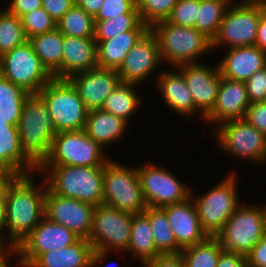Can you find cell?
I'll use <instances>...</instances> for the list:
<instances>
[{
  "instance_id": "6da1fadb",
  "label": "cell",
  "mask_w": 266,
  "mask_h": 267,
  "mask_svg": "<svg viewBox=\"0 0 266 267\" xmlns=\"http://www.w3.org/2000/svg\"><path fill=\"white\" fill-rule=\"evenodd\" d=\"M32 174L18 176L6 195V228L8 245L15 248L45 217V189L39 190Z\"/></svg>"
},
{
  "instance_id": "7a4b0ae2",
  "label": "cell",
  "mask_w": 266,
  "mask_h": 267,
  "mask_svg": "<svg viewBox=\"0 0 266 267\" xmlns=\"http://www.w3.org/2000/svg\"><path fill=\"white\" fill-rule=\"evenodd\" d=\"M37 171L48 175L46 183L53 193L94 206L102 205L104 165H39Z\"/></svg>"
},
{
  "instance_id": "3957f363",
  "label": "cell",
  "mask_w": 266,
  "mask_h": 267,
  "mask_svg": "<svg viewBox=\"0 0 266 267\" xmlns=\"http://www.w3.org/2000/svg\"><path fill=\"white\" fill-rule=\"evenodd\" d=\"M17 128L24 153L39 166L48 156L58 132L48 106L38 94H30L23 102Z\"/></svg>"
},
{
  "instance_id": "277c9868",
  "label": "cell",
  "mask_w": 266,
  "mask_h": 267,
  "mask_svg": "<svg viewBox=\"0 0 266 267\" xmlns=\"http://www.w3.org/2000/svg\"><path fill=\"white\" fill-rule=\"evenodd\" d=\"M150 31L159 43L160 58L174 67L196 63L201 55L212 51V40L194 27H182L166 20L155 23Z\"/></svg>"
},
{
  "instance_id": "5b68a950",
  "label": "cell",
  "mask_w": 266,
  "mask_h": 267,
  "mask_svg": "<svg viewBox=\"0 0 266 267\" xmlns=\"http://www.w3.org/2000/svg\"><path fill=\"white\" fill-rule=\"evenodd\" d=\"M132 214L106 205H98L93 213L88 241L93 247L90 267L105 260L110 249L126 251L130 241Z\"/></svg>"
},
{
  "instance_id": "8992f818",
  "label": "cell",
  "mask_w": 266,
  "mask_h": 267,
  "mask_svg": "<svg viewBox=\"0 0 266 267\" xmlns=\"http://www.w3.org/2000/svg\"><path fill=\"white\" fill-rule=\"evenodd\" d=\"M102 204L132 215L143 213L147 205L136 167L128 168L111 159L105 163Z\"/></svg>"
},
{
  "instance_id": "52a82bcc",
  "label": "cell",
  "mask_w": 266,
  "mask_h": 267,
  "mask_svg": "<svg viewBox=\"0 0 266 267\" xmlns=\"http://www.w3.org/2000/svg\"><path fill=\"white\" fill-rule=\"evenodd\" d=\"M266 235V206L240 205L215 236L225 253L246 256Z\"/></svg>"
},
{
  "instance_id": "ba28073f",
  "label": "cell",
  "mask_w": 266,
  "mask_h": 267,
  "mask_svg": "<svg viewBox=\"0 0 266 267\" xmlns=\"http://www.w3.org/2000/svg\"><path fill=\"white\" fill-rule=\"evenodd\" d=\"M38 95L48 106L58 133L84 129L88 110L68 79L53 78Z\"/></svg>"
},
{
  "instance_id": "9c48e42d",
  "label": "cell",
  "mask_w": 266,
  "mask_h": 267,
  "mask_svg": "<svg viewBox=\"0 0 266 267\" xmlns=\"http://www.w3.org/2000/svg\"><path fill=\"white\" fill-rule=\"evenodd\" d=\"M235 176L229 174L210 191L193 199L201 227L209 237H215L241 205Z\"/></svg>"
},
{
  "instance_id": "30bf717a",
  "label": "cell",
  "mask_w": 266,
  "mask_h": 267,
  "mask_svg": "<svg viewBox=\"0 0 266 267\" xmlns=\"http://www.w3.org/2000/svg\"><path fill=\"white\" fill-rule=\"evenodd\" d=\"M0 75L29 94H38L54 78L28 40L0 57Z\"/></svg>"
},
{
  "instance_id": "8fae6325",
  "label": "cell",
  "mask_w": 266,
  "mask_h": 267,
  "mask_svg": "<svg viewBox=\"0 0 266 267\" xmlns=\"http://www.w3.org/2000/svg\"><path fill=\"white\" fill-rule=\"evenodd\" d=\"M103 150L84 130L59 132L40 165L101 166L109 160Z\"/></svg>"
},
{
  "instance_id": "7c38bea8",
  "label": "cell",
  "mask_w": 266,
  "mask_h": 267,
  "mask_svg": "<svg viewBox=\"0 0 266 267\" xmlns=\"http://www.w3.org/2000/svg\"><path fill=\"white\" fill-rule=\"evenodd\" d=\"M265 13L266 5L263 4L242 2L230 5L212 40V49L221 44L230 48L256 45L258 24Z\"/></svg>"
},
{
  "instance_id": "4fadbf2b",
  "label": "cell",
  "mask_w": 266,
  "mask_h": 267,
  "mask_svg": "<svg viewBox=\"0 0 266 267\" xmlns=\"http://www.w3.org/2000/svg\"><path fill=\"white\" fill-rule=\"evenodd\" d=\"M215 135L225 152L256 162L266 160V135L245 119L223 122Z\"/></svg>"
},
{
  "instance_id": "5bb4252c",
  "label": "cell",
  "mask_w": 266,
  "mask_h": 267,
  "mask_svg": "<svg viewBox=\"0 0 266 267\" xmlns=\"http://www.w3.org/2000/svg\"><path fill=\"white\" fill-rule=\"evenodd\" d=\"M137 171L147 207L162 208L183 202L192 196L190 188L161 167L146 163L145 166L138 167Z\"/></svg>"
},
{
  "instance_id": "9a60e30c",
  "label": "cell",
  "mask_w": 266,
  "mask_h": 267,
  "mask_svg": "<svg viewBox=\"0 0 266 267\" xmlns=\"http://www.w3.org/2000/svg\"><path fill=\"white\" fill-rule=\"evenodd\" d=\"M95 207L88 202L57 195L48 187L46 189L45 217L65 226L80 238L89 239Z\"/></svg>"
},
{
  "instance_id": "2e32d148",
  "label": "cell",
  "mask_w": 266,
  "mask_h": 267,
  "mask_svg": "<svg viewBox=\"0 0 266 267\" xmlns=\"http://www.w3.org/2000/svg\"><path fill=\"white\" fill-rule=\"evenodd\" d=\"M79 239L70 229L44 217L16 248V255L30 265L40 254L70 246Z\"/></svg>"
},
{
  "instance_id": "e0dca14e",
  "label": "cell",
  "mask_w": 266,
  "mask_h": 267,
  "mask_svg": "<svg viewBox=\"0 0 266 267\" xmlns=\"http://www.w3.org/2000/svg\"><path fill=\"white\" fill-rule=\"evenodd\" d=\"M159 43L149 30L127 53L117 70L123 83L140 84L161 63Z\"/></svg>"
},
{
  "instance_id": "ac0fdd59",
  "label": "cell",
  "mask_w": 266,
  "mask_h": 267,
  "mask_svg": "<svg viewBox=\"0 0 266 267\" xmlns=\"http://www.w3.org/2000/svg\"><path fill=\"white\" fill-rule=\"evenodd\" d=\"M176 68H179L183 74L195 107L201 111L202 117L205 119L217 102L221 82L219 66L209 68L196 62L180 65Z\"/></svg>"
},
{
  "instance_id": "d6986e66",
  "label": "cell",
  "mask_w": 266,
  "mask_h": 267,
  "mask_svg": "<svg viewBox=\"0 0 266 267\" xmlns=\"http://www.w3.org/2000/svg\"><path fill=\"white\" fill-rule=\"evenodd\" d=\"M77 89L88 111L101 109L106 97L119 85L117 70L94 68L68 79Z\"/></svg>"
},
{
  "instance_id": "ffe728a7",
  "label": "cell",
  "mask_w": 266,
  "mask_h": 267,
  "mask_svg": "<svg viewBox=\"0 0 266 267\" xmlns=\"http://www.w3.org/2000/svg\"><path fill=\"white\" fill-rule=\"evenodd\" d=\"M191 200L190 196L183 202L162 207L175 240L182 249L201 243L209 237L201 227L195 203Z\"/></svg>"
},
{
  "instance_id": "44dd1931",
  "label": "cell",
  "mask_w": 266,
  "mask_h": 267,
  "mask_svg": "<svg viewBox=\"0 0 266 267\" xmlns=\"http://www.w3.org/2000/svg\"><path fill=\"white\" fill-rule=\"evenodd\" d=\"M249 105L245 82L221 76L217 102L205 121L220 125L229 120L244 119Z\"/></svg>"
},
{
  "instance_id": "7402d4cb",
  "label": "cell",
  "mask_w": 266,
  "mask_h": 267,
  "mask_svg": "<svg viewBox=\"0 0 266 267\" xmlns=\"http://www.w3.org/2000/svg\"><path fill=\"white\" fill-rule=\"evenodd\" d=\"M218 64L221 76L246 82L266 66V53L256 45L230 48Z\"/></svg>"
},
{
  "instance_id": "603a6c76",
  "label": "cell",
  "mask_w": 266,
  "mask_h": 267,
  "mask_svg": "<svg viewBox=\"0 0 266 267\" xmlns=\"http://www.w3.org/2000/svg\"><path fill=\"white\" fill-rule=\"evenodd\" d=\"M62 52V79L98 67L94 38L64 36Z\"/></svg>"
},
{
  "instance_id": "cb8c5ba5",
  "label": "cell",
  "mask_w": 266,
  "mask_h": 267,
  "mask_svg": "<svg viewBox=\"0 0 266 267\" xmlns=\"http://www.w3.org/2000/svg\"><path fill=\"white\" fill-rule=\"evenodd\" d=\"M0 166L15 171L19 176L37 172V165L24 153L17 126L11 125L0 114ZM31 171V172H30Z\"/></svg>"
},
{
  "instance_id": "d4e9b609",
  "label": "cell",
  "mask_w": 266,
  "mask_h": 267,
  "mask_svg": "<svg viewBox=\"0 0 266 267\" xmlns=\"http://www.w3.org/2000/svg\"><path fill=\"white\" fill-rule=\"evenodd\" d=\"M92 253L91 243L80 238L70 246L40 254L30 265L17 261L20 267H90Z\"/></svg>"
},
{
  "instance_id": "484cf974",
  "label": "cell",
  "mask_w": 266,
  "mask_h": 267,
  "mask_svg": "<svg viewBox=\"0 0 266 267\" xmlns=\"http://www.w3.org/2000/svg\"><path fill=\"white\" fill-rule=\"evenodd\" d=\"M150 30L141 22L135 29L97 45L98 67L118 70L129 50Z\"/></svg>"
},
{
  "instance_id": "4316f807",
  "label": "cell",
  "mask_w": 266,
  "mask_h": 267,
  "mask_svg": "<svg viewBox=\"0 0 266 267\" xmlns=\"http://www.w3.org/2000/svg\"><path fill=\"white\" fill-rule=\"evenodd\" d=\"M157 79V87L170 109L184 116L192 113L194 115V112L198 111L186 80L179 70L176 73L163 71Z\"/></svg>"
},
{
  "instance_id": "83f0119b",
  "label": "cell",
  "mask_w": 266,
  "mask_h": 267,
  "mask_svg": "<svg viewBox=\"0 0 266 267\" xmlns=\"http://www.w3.org/2000/svg\"><path fill=\"white\" fill-rule=\"evenodd\" d=\"M128 123L102 109L88 111L84 127L85 133L102 148L121 139ZM112 142V143H111Z\"/></svg>"
},
{
  "instance_id": "f1b7e54d",
  "label": "cell",
  "mask_w": 266,
  "mask_h": 267,
  "mask_svg": "<svg viewBox=\"0 0 266 267\" xmlns=\"http://www.w3.org/2000/svg\"><path fill=\"white\" fill-rule=\"evenodd\" d=\"M63 40L64 35L57 28L28 38L34 53L56 79H62Z\"/></svg>"
},
{
  "instance_id": "f546056e",
  "label": "cell",
  "mask_w": 266,
  "mask_h": 267,
  "mask_svg": "<svg viewBox=\"0 0 266 267\" xmlns=\"http://www.w3.org/2000/svg\"><path fill=\"white\" fill-rule=\"evenodd\" d=\"M126 251H130L134 257H139L142 265L161 255L154 245L149 219L143 213L132 216L130 241Z\"/></svg>"
},
{
  "instance_id": "4dcf8cb0",
  "label": "cell",
  "mask_w": 266,
  "mask_h": 267,
  "mask_svg": "<svg viewBox=\"0 0 266 267\" xmlns=\"http://www.w3.org/2000/svg\"><path fill=\"white\" fill-rule=\"evenodd\" d=\"M137 86L136 84L120 82L106 97L101 109L122 118L128 123L130 116L141 104V99L135 89Z\"/></svg>"
},
{
  "instance_id": "1f68e13d",
  "label": "cell",
  "mask_w": 266,
  "mask_h": 267,
  "mask_svg": "<svg viewBox=\"0 0 266 267\" xmlns=\"http://www.w3.org/2000/svg\"><path fill=\"white\" fill-rule=\"evenodd\" d=\"M143 214L149 219L156 250L161 254H180L182 248L177 244L162 208L147 207Z\"/></svg>"
},
{
  "instance_id": "d6a6232c",
  "label": "cell",
  "mask_w": 266,
  "mask_h": 267,
  "mask_svg": "<svg viewBox=\"0 0 266 267\" xmlns=\"http://www.w3.org/2000/svg\"><path fill=\"white\" fill-rule=\"evenodd\" d=\"M230 1L232 0H199L195 28L213 40Z\"/></svg>"
},
{
  "instance_id": "836d02e7",
  "label": "cell",
  "mask_w": 266,
  "mask_h": 267,
  "mask_svg": "<svg viewBox=\"0 0 266 267\" xmlns=\"http://www.w3.org/2000/svg\"><path fill=\"white\" fill-rule=\"evenodd\" d=\"M30 94L0 75V114L11 125L17 126L23 102Z\"/></svg>"
},
{
  "instance_id": "e575fe53",
  "label": "cell",
  "mask_w": 266,
  "mask_h": 267,
  "mask_svg": "<svg viewBox=\"0 0 266 267\" xmlns=\"http://www.w3.org/2000/svg\"><path fill=\"white\" fill-rule=\"evenodd\" d=\"M222 252L220 241L216 237H208L205 241L181 250L186 267H216Z\"/></svg>"
},
{
  "instance_id": "d590c367",
  "label": "cell",
  "mask_w": 266,
  "mask_h": 267,
  "mask_svg": "<svg viewBox=\"0 0 266 267\" xmlns=\"http://www.w3.org/2000/svg\"><path fill=\"white\" fill-rule=\"evenodd\" d=\"M94 28V17L76 4L57 23V29L70 37L94 38Z\"/></svg>"
},
{
  "instance_id": "8d00e7d4",
  "label": "cell",
  "mask_w": 266,
  "mask_h": 267,
  "mask_svg": "<svg viewBox=\"0 0 266 267\" xmlns=\"http://www.w3.org/2000/svg\"><path fill=\"white\" fill-rule=\"evenodd\" d=\"M141 22L135 6L129 13L112 19L95 21L94 39L98 45L101 41L112 39L123 32L135 29Z\"/></svg>"
},
{
  "instance_id": "74e56055",
  "label": "cell",
  "mask_w": 266,
  "mask_h": 267,
  "mask_svg": "<svg viewBox=\"0 0 266 267\" xmlns=\"http://www.w3.org/2000/svg\"><path fill=\"white\" fill-rule=\"evenodd\" d=\"M28 39L25 36L21 18L7 9L0 12V57L20 46Z\"/></svg>"
},
{
  "instance_id": "f35d334b",
  "label": "cell",
  "mask_w": 266,
  "mask_h": 267,
  "mask_svg": "<svg viewBox=\"0 0 266 267\" xmlns=\"http://www.w3.org/2000/svg\"><path fill=\"white\" fill-rule=\"evenodd\" d=\"M178 0H136L141 20L149 28L155 23L166 20Z\"/></svg>"
},
{
  "instance_id": "ab89813d",
  "label": "cell",
  "mask_w": 266,
  "mask_h": 267,
  "mask_svg": "<svg viewBox=\"0 0 266 267\" xmlns=\"http://www.w3.org/2000/svg\"><path fill=\"white\" fill-rule=\"evenodd\" d=\"M20 18L27 39L57 28V23L43 8L26 13Z\"/></svg>"
},
{
  "instance_id": "60d3db41",
  "label": "cell",
  "mask_w": 266,
  "mask_h": 267,
  "mask_svg": "<svg viewBox=\"0 0 266 267\" xmlns=\"http://www.w3.org/2000/svg\"><path fill=\"white\" fill-rule=\"evenodd\" d=\"M199 0H178L166 21L182 27H194Z\"/></svg>"
},
{
  "instance_id": "b9f144b4",
  "label": "cell",
  "mask_w": 266,
  "mask_h": 267,
  "mask_svg": "<svg viewBox=\"0 0 266 267\" xmlns=\"http://www.w3.org/2000/svg\"><path fill=\"white\" fill-rule=\"evenodd\" d=\"M136 6V0H105L94 21H101L129 13Z\"/></svg>"
},
{
  "instance_id": "7bdbcfd3",
  "label": "cell",
  "mask_w": 266,
  "mask_h": 267,
  "mask_svg": "<svg viewBox=\"0 0 266 267\" xmlns=\"http://www.w3.org/2000/svg\"><path fill=\"white\" fill-rule=\"evenodd\" d=\"M245 84L250 103L266 101V66L256 71Z\"/></svg>"
},
{
  "instance_id": "ee69618b",
  "label": "cell",
  "mask_w": 266,
  "mask_h": 267,
  "mask_svg": "<svg viewBox=\"0 0 266 267\" xmlns=\"http://www.w3.org/2000/svg\"><path fill=\"white\" fill-rule=\"evenodd\" d=\"M244 119L266 135V101L250 103Z\"/></svg>"
},
{
  "instance_id": "f6af8a7d",
  "label": "cell",
  "mask_w": 266,
  "mask_h": 267,
  "mask_svg": "<svg viewBox=\"0 0 266 267\" xmlns=\"http://www.w3.org/2000/svg\"><path fill=\"white\" fill-rule=\"evenodd\" d=\"M76 4V0H42V8L56 23Z\"/></svg>"
},
{
  "instance_id": "bcb514c9",
  "label": "cell",
  "mask_w": 266,
  "mask_h": 267,
  "mask_svg": "<svg viewBox=\"0 0 266 267\" xmlns=\"http://www.w3.org/2000/svg\"><path fill=\"white\" fill-rule=\"evenodd\" d=\"M144 267H186V263L180 254H165L156 256L146 261Z\"/></svg>"
},
{
  "instance_id": "7dc6e473",
  "label": "cell",
  "mask_w": 266,
  "mask_h": 267,
  "mask_svg": "<svg viewBox=\"0 0 266 267\" xmlns=\"http://www.w3.org/2000/svg\"><path fill=\"white\" fill-rule=\"evenodd\" d=\"M248 267H266V235L246 255Z\"/></svg>"
},
{
  "instance_id": "c3c4849f",
  "label": "cell",
  "mask_w": 266,
  "mask_h": 267,
  "mask_svg": "<svg viewBox=\"0 0 266 267\" xmlns=\"http://www.w3.org/2000/svg\"><path fill=\"white\" fill-rule=\"evenodd\" d=\"M42 8V0H12L9 8L10 13L21 17L22 15Z\"/></svg>"
},
{
  "instance_id": "681fc988",
  "label": "cell",
  "mask_w": 266,
  "mask_h": 267,
  "mask_svg": "<svg viewBox=\"0 0 266 267\" xmlns=\"http://www.w3.org/2000/svg\"><path fill=\"white\" fill-rule=\"evenodd\" d=\"M216 267H248L246 256L221 252Z\"/></svg>"
},
{
  "instance_id": "f907efd6",
  "label": "cell",
  "mask_w": 266,
  "mask_h": 267,
  "mask_svg": "<svg viewBox=\"0 0 266 267\" xmlns=\"http://www.w3.org/2000/svg\"><path fill=\"white\" fill-rule=\"evenodd\" d=\"M18 176L12 169L0 166V198H6L9 186Z\"/></svg>"
},
{
  "instance_id": "816d5d0a",
  "label": "cell",
  "mask_w": 266,
  "mask_h": 267,
  "mask_svg": "<svg viewBox=\"0 0 266 267\" xmlns=\"http://www.w3.org/2000/svg\"><path fill=\"white\" fill-rule=\"evenodd\" d=\"M105 0H76V5L86 13L95 17L103 6Z\"/></svg>"
},
{
  "instance_id": "f5cc1de1",
  "label": "cell",
  "mask_w": 266,
  "mask_h": 267,
  "mask_svg": "<svg viewBox=\"0 0 266 267\" xmlns=\"http://www.w3.org/2000/svg\"><path fill=\"white\" fill-rule=\"evenodd\" d=\"M256 46L261 48L266 53V13L260 18L258 24Z\"/></svg>"
},
{
  "instance_id": "db71d44e",
  "label": "cell",
  "mask_w": 266,
  "mask_h": 267,
  "mask_svg": "<svg viewBox=\"0 0 266 267\" xmlns=\"http://www.w3.org/2000/svg\"><path fill=\"white\" fill-rule=\"evenodd\" d=\"M6 229V198H0V243H4V237L1 234Z\"/></svg>"
},
{
  "instance_id": "11a10c76",
  "label": "cell",
  "mask_w": 266,
  "mask_h": 267,
  "mask_svg": "<svg viewBox=\"0 0 266 267\" xmlns=\"http://www.w3.org/2000/svg\"><path fill=\"white\" fill-rule=\"evenodd\" d=\"M3 246H4V244L0 243V267H6L8 265L7 264L8 263V260L6 258L7 257V253L9 255H12V254L15 255L16 254V248L15 247L9 245L8 246L9 249L6 251L5 248H7V247H3ZM5 252H7V253H5Z\"/></svg>"
},
{
  "instance_id": "9f6ffc18",
  "label": "cell",
  "mask_w": 266,
  "mask_h": 267,
  "mask_svg": "<svg viewBox=\"0 0 266 267\" xmlns=\"http://www.w3.org/2000/svg\"><path fill=\"white\" fill-rule=\"evenodd\" d=\"M243 3L263 4L266 5V0H243Z\"/></svg>"
}]
</instances>
